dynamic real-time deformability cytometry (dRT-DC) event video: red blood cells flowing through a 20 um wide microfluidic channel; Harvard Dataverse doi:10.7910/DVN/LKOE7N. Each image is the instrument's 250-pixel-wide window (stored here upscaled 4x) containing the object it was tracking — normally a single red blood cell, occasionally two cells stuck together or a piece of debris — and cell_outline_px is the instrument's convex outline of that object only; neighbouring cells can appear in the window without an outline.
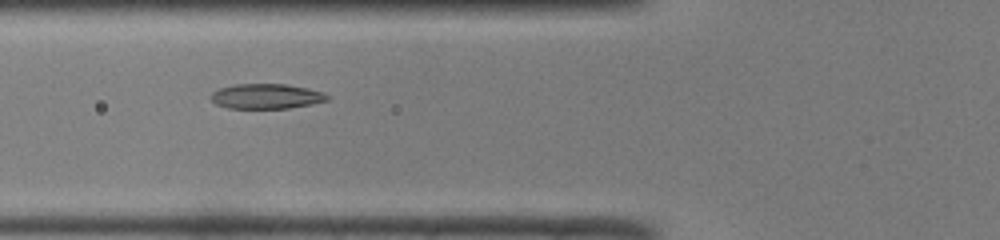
{"species": "common noctule bat (a hibernating species)", "species_latin": "Nyctalus noctula", "temperature_condition": "room temperature", "stored_images_in_passage": 43, "camera_frame_rate_fps": 3000, "um_per_image_px": 0.085, "animal": {"sex": "male", "body_mass_g": 19.0, "forearm_length_mm": 50.8}, "frame": {"image": 1, "passage_image": 12, "time_ms": 3.667, "image_size_px": [1000, 240], "cell_outline_px": [[328, 100], [312, 104], [288, 108], [228, 108], [216, 104], [208, 96], [212, 92], [220, 88], [232, 84], [288, 84], [308, 88], [320, 92], [328, 96]], "centroid_in_image_um": [22.59, 8.18], "position_along_channel_um": 103.2, "area_um2": 16.94}}
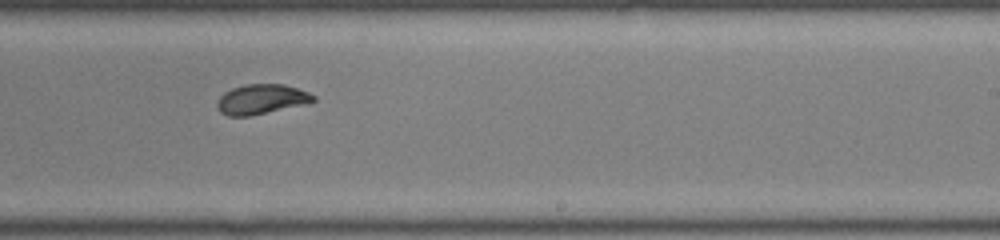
{"frame": {"image": 2, "passage_image": 24, "time_ms": 7.667, "image_size_px": [1000, 240], "cell_outline_px": [[316, 100], [308, 104], [248, 116], [228, 116], [220, 112], [216, 104], [216, 100], [224, 92], [232, 88], [244, 84], [284, 84], [308, 92], [316, 96]], "centroid_in_image_um": [22.22, 8.43], "position_along_channel_um": 266.8, "area_um2": 16.88}}
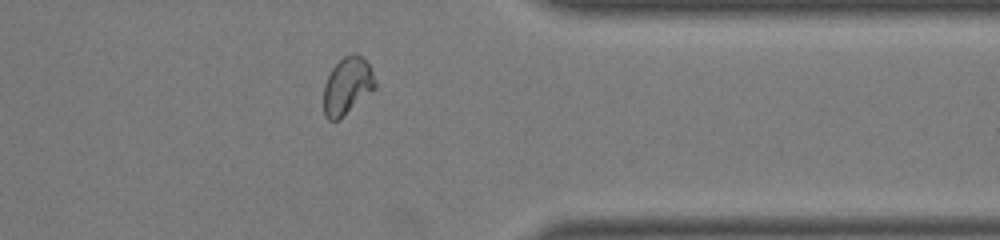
{"frame": {"image": 3, "passage_image": 33, "time_ms": 10.667, "image_size_px": [1000, 240], "cell_outline_px": [[376, 88], [336, 120], [328, 120], [324, 116], [324, 84], [332, 68], [344, 56], [352, 52], [356, 52], [372, 68], [376, 80]], "centroid_in_image_um": [29.52, 7.26], "position_along_channel_um": 381.9, "area_um2": 16.94}, "authors_computed_cell_mechanics": {"area_um2": 17.3978, "velocity_mm_per_s": 4.1051, "shape_relaxation_time_tau1_ms": 6.2697, "shape_relaxation_time_tau2_ms": 0.9894, "deformation_change_tau1": 0.2073, "deformation_change_tau2": 0.0485}}